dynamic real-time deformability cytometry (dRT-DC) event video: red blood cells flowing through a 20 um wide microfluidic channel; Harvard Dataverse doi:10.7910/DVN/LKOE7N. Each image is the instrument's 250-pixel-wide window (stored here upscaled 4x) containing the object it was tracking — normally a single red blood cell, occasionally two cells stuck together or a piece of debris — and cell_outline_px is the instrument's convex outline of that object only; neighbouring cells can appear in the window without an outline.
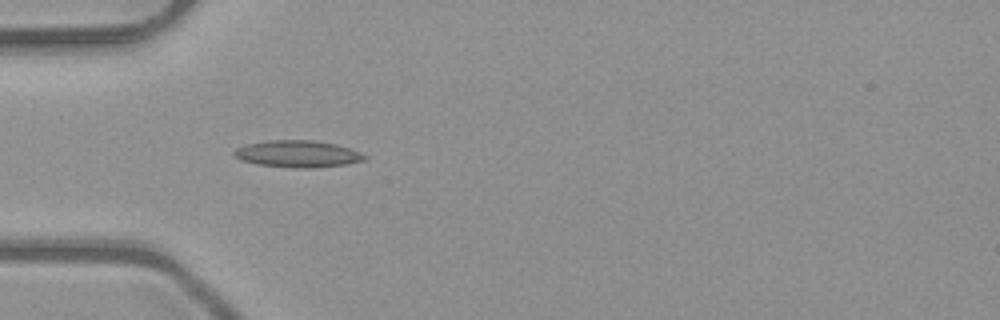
{"species": "common noctule bat (a hibernating species)", "species_latin": "Nyctalus noctula", "temperature_condition": "room temperature", "stored_images_in_passage": 4, "camera_frame_rate_fps": 3000, "um_per_image_px": 0.085, "animal": {"sex": "male", "body_mass_g": 23.1, "forearm_length_mm": 52.7}, "frame": {"image": 1, "passage_image": 2, "time_ms": 0.333, "image_size_px": [1000, 320], "cell_outline_px": [[368, 160], [344, 164], [312, 168], [300, 168], [256, 164], [240, 160], [232, 152], [236, 148], [248, 144], [268, 140], [312, 140], [336, 144], [360, 152], [368, 156]], "centroid_in_image_um": [25.32, 13.08], "position_along_channel_um": 59.7, "area_um2": 20.35}}
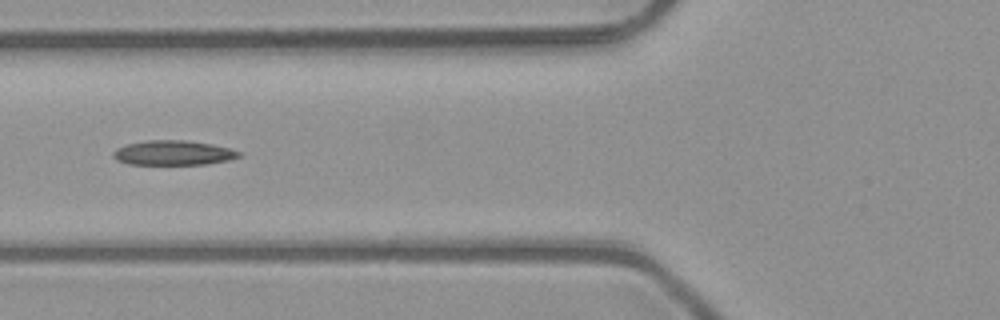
{"frame": {"image": 2, "passage_image": 3, "time_ms": 0.667, "image_size_px": [1000, 320], "cell_outline_px": [[240, 156], [228, 160], [204, 164], [128, 164], [116, 160], [112, 156], [112, 152], [116, 148], [128, 144], [148, 140], [184, 140], [208, 144], [228, 148], [240, 152]], "centroid_in_image_um": [14.66, 12.99], "position_along_channel_um": 111.1, "area_um2": 17.8}}
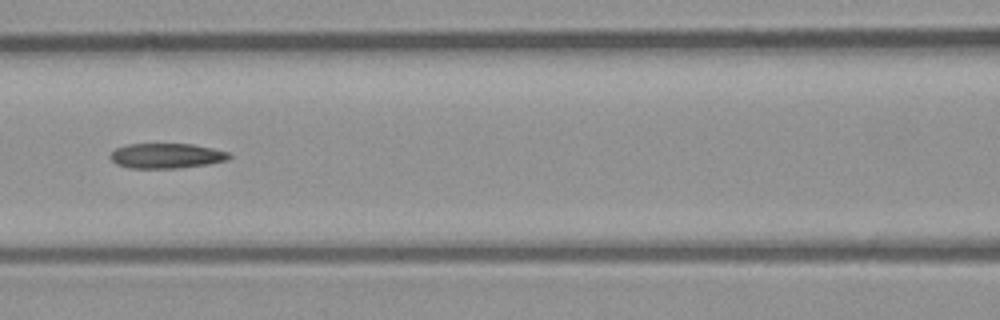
{"frame": {"image": 3, "passage_image": 4, "time_ms": 1.0, "image_size_px": [1000, 320], "cell_outline_px": [[232, 156], [228, 160], [208, 164], [180, 168], [128, 168], [116, 164], [108, 156], [116, 148], [128, 144], [192, 144], [212, 148], [228, 152]], "centroid_in_image_um": [14.14, 13.25], "position_along_channel_um": 152.5, "area_um2": 17.4}}